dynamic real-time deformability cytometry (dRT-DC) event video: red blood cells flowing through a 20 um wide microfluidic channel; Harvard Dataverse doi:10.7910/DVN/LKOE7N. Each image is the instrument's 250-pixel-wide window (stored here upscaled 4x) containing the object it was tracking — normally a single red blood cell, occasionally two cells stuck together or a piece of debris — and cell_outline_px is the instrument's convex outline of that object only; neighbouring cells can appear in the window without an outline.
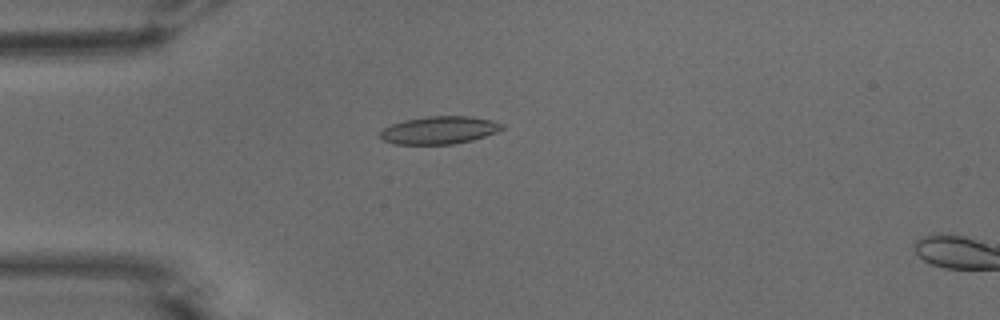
{"species": "common noctule bat (a hibernating species)", "species_latin": "Nyctalus noctula", "temperature_condition": "warm", "stored_images_in_passage": 54, "camera_frame_rate_fps": 3000, "um_per_image_px": 0.085, "animal": {"sex": "male", "body_mass_g": 15.6}, "frame": {"image": 1, "passage_image": 15, "time_ms": 4.667, "image_size_px": [1000, 320], "cell_outline_px": [[504, 128], [496, 132], [472, 140], [452, 144], [392, 144], [384, 140], [380, 136], [380, 132], [384, 128], [392, 124], [404, 120], [428, 116], [472, 116], [492, 120], [504, 124]], "centroid_in_image_um": [37.35, 11.06], "position_along_channel_um": 47.6, "area_um2": 19.65}}
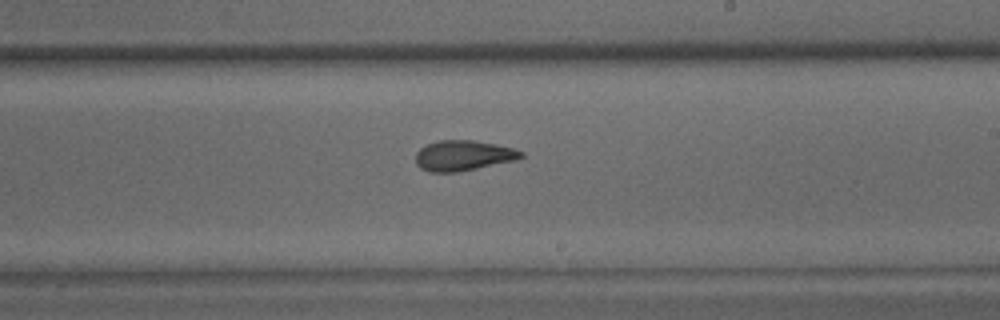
{"frame": {"image": 2, "passage_image": 32, "time_ms": 10.333, "image_size_px": [1000, 320], "cell_outline_px": [[524, 156], [516, 160], [456, 172], [428, 172], [420, 168], [416, 164], [416, 152], [420, 148], [428, 144], [440, 140], [472, 140], [496, 144], [512, 148], [524, 152]], "centroid_in_image_um": [39.36, 13.22], "position_along_channel_um": 249.6, "area_um2": 18.55}}
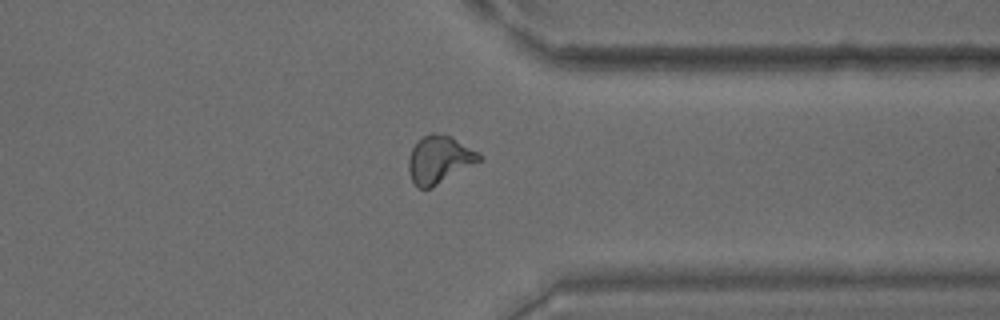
{"frame": {"image": 3, "passage_image": 42, "time_ms": 13.667, "image_size_px": [1000, 320], "cell_outline_px": [[484, 160], [432, 188], [420, 188], [412, 180], [408, 172], [408, 160], [412, 148], [424, 136], [432, 132], [448, 136], [480, 152], [484, 156]], "centroid_in_image_um": [37.39, 13.59], "position_along_channel_um": 374.0, "area_um2": 19.65}, "authors_computed_cell_mechanics": {"area_um2": 19.1896, "velocity_mm_per_s": 3.8194, "shape_relaxation_time_tau1_ms": 7.7912, "shape_relaxation_time_tau2_ms": 1.7507, "deformation_change_tau1": 0.2206, "deformation_change_tau2": 0.0872}}